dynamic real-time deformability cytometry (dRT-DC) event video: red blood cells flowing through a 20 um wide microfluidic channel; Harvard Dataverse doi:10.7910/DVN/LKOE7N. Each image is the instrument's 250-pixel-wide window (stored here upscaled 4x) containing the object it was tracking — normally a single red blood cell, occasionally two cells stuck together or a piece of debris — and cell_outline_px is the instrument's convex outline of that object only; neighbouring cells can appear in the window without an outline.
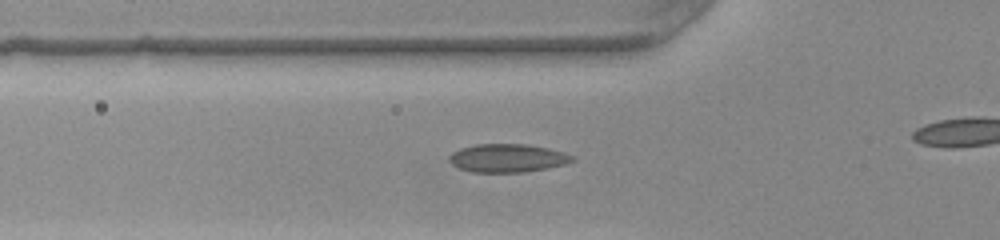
{"species": "common noctule bat (a hibernating species)", "species_latin": "Nyctalus noctula", "temperature_condition": "warm", "stored_images_in_passage": 36, "camera_frame_rate_fps": 3000, "um_per_image_px": 0.085, "animal": {"sex": "female", "body_mass_g": 22.0, "forearm_length_mm": 56.7}, "frame": {"image": 1, "passage_image": 13, "time_ms": 4.0, "image_size_px": [1000, 240], "cell_outline_px": [[576, 160], [564, 164], [548, 168], [524, 172], [472, 172], [460, 168], [452, 164], [448, 160], [448, 156], [452, 152], [460, 148], [476, 144], [528, 144], [548, 148], [564, 152], [576, 156]], "centroid_in_image_um": [43.16, 13.43], "position_along_channel_um": 82.6, "area_um2": 20.46}}
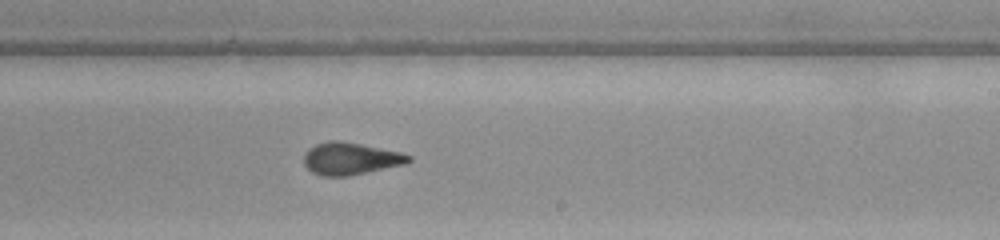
{"frame": {"image": 2, "passage_image": 26, "time_ms": 8.333, "image_size_px": [1000, 240], "cell_outline_px": [[412, 160], [408, 164], [348, 176], [320, 176], [312, 172], [304, 164], [304, 152], [308, 148], [316, 144], [332, 140], [340, 140], [400, 152], [412, 156]], "centroid_in_image_um": [29.8, 13.49], "position_along_channel_um": 259.2, "area_um2": 19.83}}
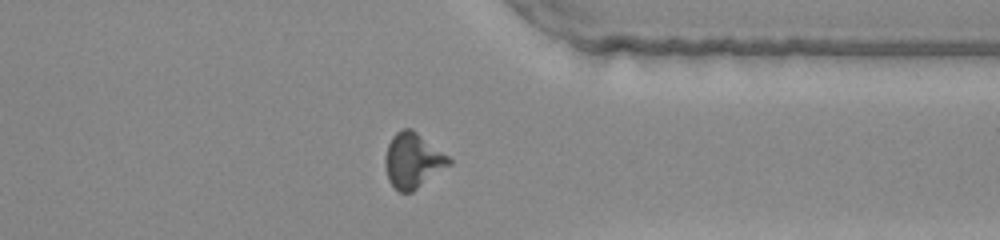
{"frame": {"image": 3, "passage_image": 35, "time_ms": 11.333, "image_size_px": [1000, 240], "cell_outline_px": [[452, 164], [412, 192], [400, 192], [388, 180], [384, 164], [384, 160], [388, 144], [392, 136], [400, 128], [412, 128], [448, 156], [452, 160]], "centroid_in_image_um": [35.09, 13.63], "position_along_channel_um": 376.3, "area_um2": 20.52}}